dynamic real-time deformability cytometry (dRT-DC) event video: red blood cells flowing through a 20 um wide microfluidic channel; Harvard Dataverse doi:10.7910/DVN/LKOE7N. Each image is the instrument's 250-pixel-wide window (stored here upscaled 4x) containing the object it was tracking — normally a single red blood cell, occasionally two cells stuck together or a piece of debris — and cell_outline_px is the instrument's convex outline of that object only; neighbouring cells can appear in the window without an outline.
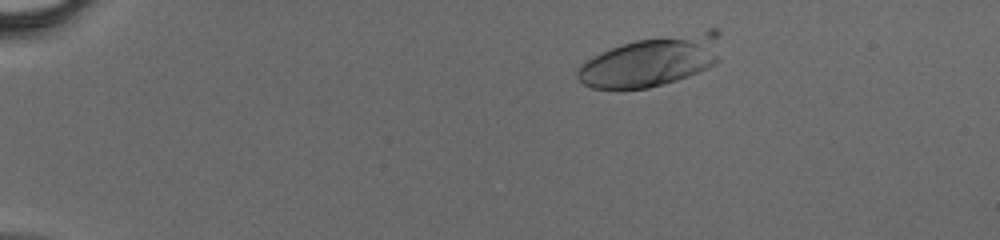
{"species": "human", "species_latin": "Homo sapiens", "temperature_condition": "cold", "stored_images_in_passage": 43, "camera_frame_rate_fps": 3000, "um_per_image_px": 0.085, "donor": {"sex": "male"}, "frame": {"image": 1, "passage_image": 5, "time_ms": 1.333, "image_size_px": [1000, 240], "cell_outline_px": [[720, 60], [716, 64], [708, 68], [688, 76], [664, 84], [648, 88], [592, 88], [584, 84], [576, 76], [576, 72], [580, 64], [592, 56], [600, 52], [636, 40], [708, 28], [720, 28]], "centroid_in_image_um": [55.45, 5.15], "position_along_channel_um": 29.5, "area_um2": 42.66}}
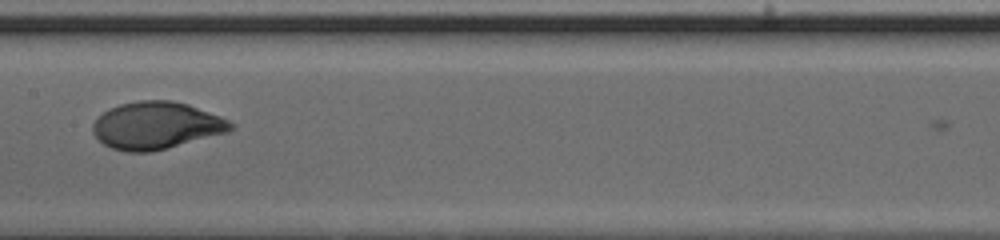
{"frame": {"image": 2, "passage_image": 22, "time_ms": 7.0, "image_size_px": [1000, 240], "cell_outline_px": [[236, 128], [228, 132], [152, 152], [128, 152], [112, 148], [104, 144], [92, 132], [92, 124], [108, 108], [120, 104], [140, 100], [172, 100], [188, 104], [220, 116], [236, 124]], "centroid_in_image_um": [13.31, 10.66], "position_along_channel_um": 194.1, "area_um2": 38.03}}
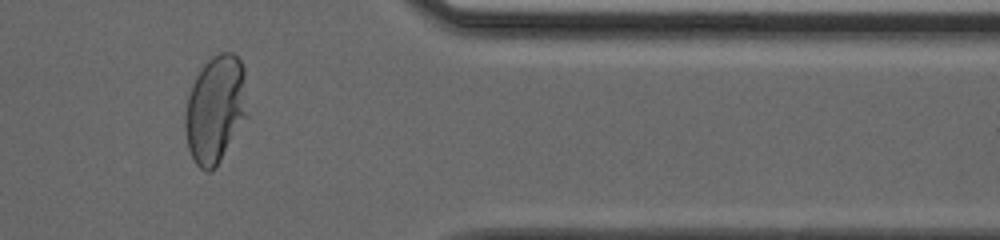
{"frame": {"image": 3, "passage_image": 36, "time_ms": 11.667, "image_size_px": [1000, 240], "cell_outline_px": [[248, 116], [216, 168], [212, 172], [204, 172], [196, 164], [188, 148], [184, 128], [184, 116], [188, 96], [192, 84], [196, 76], [204, 64], [212, 56], [220, 52], [232, 52], [240, 60], [244, 68]], "centroid_in_image_um": [18.32, 9.31], "position_along_channel_um": 393.1, "area_um2": 39.54}}